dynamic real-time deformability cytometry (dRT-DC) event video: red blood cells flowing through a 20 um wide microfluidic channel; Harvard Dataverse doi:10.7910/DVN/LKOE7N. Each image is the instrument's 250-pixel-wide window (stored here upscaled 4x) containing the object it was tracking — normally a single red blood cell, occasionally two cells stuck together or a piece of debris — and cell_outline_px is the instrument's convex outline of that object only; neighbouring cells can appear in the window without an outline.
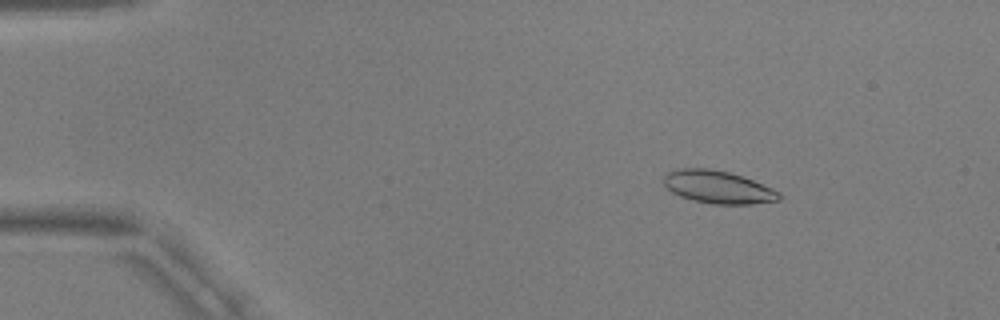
{"species": "common noctule bat (a hibernating species)", "species_latin": "Nyctalus noctula", "temperature_condition": "warm", "stored_images_in_passage": 53, "camera_frame_rate_fps": 3000, "um_per_image_px": 0.085, "animal": {"sex": "male", "body_mass_g": 17.9, "forearm_length_mm": 54.2}, "frame": {"image": 1, "passage_image": 7, "time_ms": 2.0, "image_size_px": [1000, 320], "cell_outline_px": [[780, 200], [752, 204], [712, 204], [692, 200], [680, 196], [672, 192], [664, 184], [664, 176], [668, 172], [680, 168], [708, 168], [728, 172], [752, 180], [772, 188], [780, 192]], "centroid_in_image_um": [61.02, 15.91], "position_along_channel_um": 24.0, "area_um2": 21.85}}
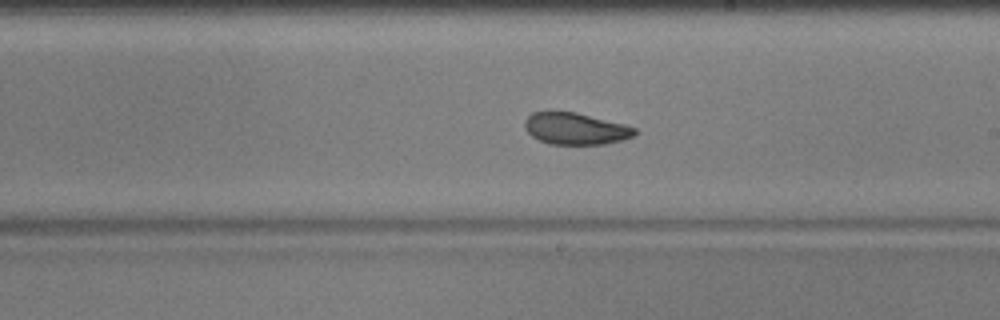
{"frame": {"image": 2, "passage_image": 31, "time_ms": 10.0, "image_size_px": [1000, 320], "cell_outline_px": [[636, 136], [604, 144], [548, 144], [532, 136], [524, 128], [524, 120], [532, 112], [548, 108], [552, 108], [576, 112], [624, 124], [636, 128]], "centroid_in_image_um": [48.85, 10.89], "position_along_channel_um": 240.2, "area_um2": 20.98}}
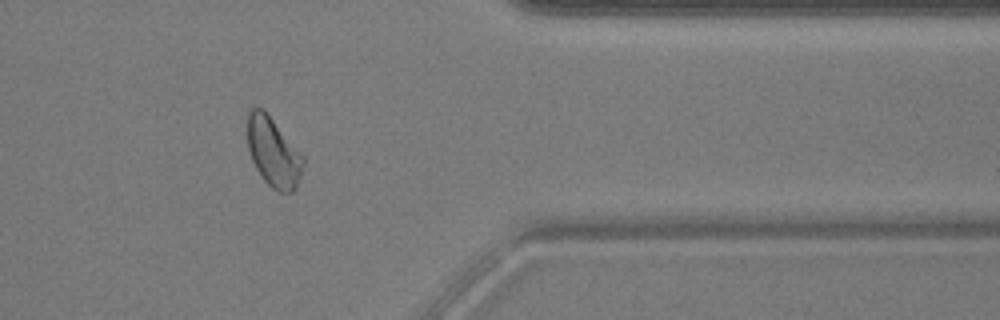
{"frame": {"image": 3, "passage_image": 44, "time_ms": 14.333, "image_size_px": [1000, 320], "cell_outline_px": [[304, 164], [300, 176], [292, 192], [280, 192], [272, 188], [264, 180], [256, 168], [252, 160], [248, 148], [248, 112], [252, 108], [264, 108], [304, 156]], "centroid_in_image_um": [23.24, 12.91], "position_along_channel_um": 388.2, "area_um2": 22.37}, "authors_computed_cell_mechanics": {"area_um2": 21.7906, "velocity_mm_per_s": 3.7425, "shape_relaxation_time_tau1_ms": 9.6301, "shape_relaxation_time_tau2_ms": 2.9531, "deformation_change_tau1": 0.2147, "deformation_change_tau2": 0.0872}}